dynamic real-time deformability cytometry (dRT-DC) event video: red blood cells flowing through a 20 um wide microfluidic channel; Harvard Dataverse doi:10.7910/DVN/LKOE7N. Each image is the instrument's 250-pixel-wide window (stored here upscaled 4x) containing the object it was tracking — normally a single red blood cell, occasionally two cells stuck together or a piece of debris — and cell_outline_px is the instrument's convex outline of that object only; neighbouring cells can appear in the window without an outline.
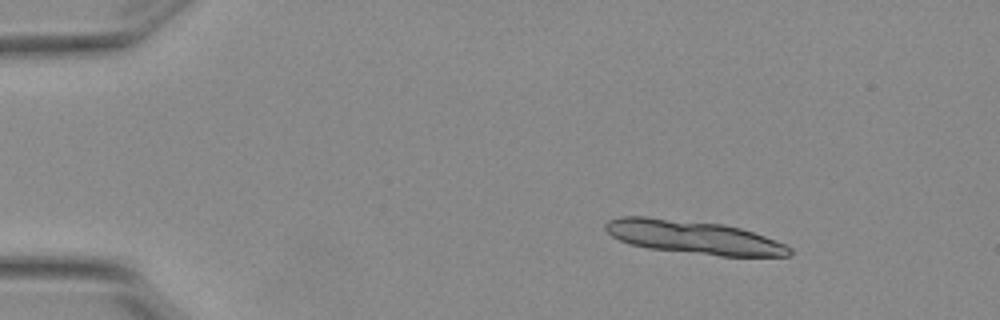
{"species": "Egyptian fruit bat (a non-hibernating species)", "species_latin": "Rousettus aegyptiacus", "temperature_condition": "warm", "stored_images_in_passage": 5, "segment_of_instrument_passage": [1, 2], "camera_frame_rate_fps": 3000, "um_per_image_px": 0.085, "animal": {"sex": "female"}, "frame": {"image": 1, "passage_image": 2, "time_ms": 0.333, "image_size_px": [1000, 320], "cell_outline_px": [[792, 252], [788, 256], [720, 256], [648, 248], [628, 244], [612, 236], [604, 228], [604, 224], [608, 220], [620, 216], [644, 216], [724, 224], [740, 228], [776, 240], [792, 248]], "centroid_in_image_um": [58.93, 20.16], "position_along_channel_um": 26.1, "area_um2": 35.78}}